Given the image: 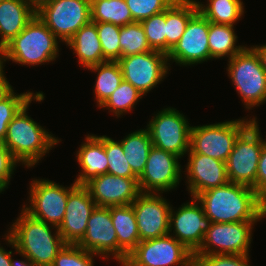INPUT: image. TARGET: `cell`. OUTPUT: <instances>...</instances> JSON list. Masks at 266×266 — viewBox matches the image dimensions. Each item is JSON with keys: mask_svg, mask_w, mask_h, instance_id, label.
Instances as JSON below:
<instances>
[{"mask_svg": "<svg viewBox=\"0 0 266 266\" xmlns=\"http://www.w3.org/2000/svg\"><path fill=\"white\" fill-rule=\"evenodd\" d=\"M195 198L212 223L259 221L266 216V203L245 185L228 182Z\"/></svg>", "mask_w": 266, "mask_h": 266, "instance_id": "1", "label": "cell"}, {"mask_svg": "<svg viewBox=\"0 0 266 266\" xmlns=\"http://www.w3.org/2000/svg\"><path fill=\"white\" fill-rule=\"evenodd\" d=\"M49 223L38 220L23 208L19 218L8 231L16 249L36 266H52L57 253L66 245L58 228L55 234Z\"/></svg>", "mask_w": 266, "mask_h": 266, "instance_id": "2", "label": "cell"}, {"mask_svg": "<svg viewBox=\"0 0 266 266\" xmlns=\"http://www.w3.org/2000/svg\"><path fill=\"white\" fill-rule=\"evenodd\" d=\"M58 41L35 14L25 28L0 50V67L6 60L22 65H41L58 57Z\"/></svg>", "mask_w": 266, "mask_h": 266, "instance_id": "3", "label": "cell"}, {"mask_svg": "<svg viewBox=\"0 0 266 266\" xmlns=\"http://www.w3.org/2000/svg\"><path fill=\"white\" fill-rule=\"evenodd\" d=\"M31 101L13 117L3 141L12 156L27 167L36 165L60 141L27 115Z\"/></svg>", "mask_w": 266, "mask_h": 266, "instance_id": "4", "label": "cell"}, {"mask_svg": "<svg viewBox=\"0 0 266 266\" xmlns=\"http://www.w3.org/2000/svg\"><path fill=\"white\" fill-rule=\"evenodd\" d=\"M228 75L247 109L266 101V71L256 51L245 47L228 59Z\"/></svg>", "mask_w": 266, "mask_h": 266, "instance_id": "5", "label": "cell"}, {"mask_svg": "<svg viewBox=\"0 0 266 266\" xmlns=\"http://www.w3.org/2000/svg\"><path fill=\"white\" fill-rule=\"evenodd\" d=\"M256 118L238 136L232 152L226 161L229 182L245 185L256 191L258 162L263 149Z\"/></svg>", "mask_w": 266, "mask_h": 266, "instance_id": "6", "label": "cell"}, {"mask_svg": "<svg viewBox=\"0 0 266 266\" xmlns=\"http://www.w3.org/2000/svg\"><path fill=\"white\" fill-rule=\"evenodd\" d=\"M245 120L192 126L188 153L203 154L226 162L238 136L250 125V120Z\"/></svg>", "mask_w": 266, "mask_h": 266, "instance_id": "7", "label": "cell"}, {"mask_svg": "<svg viewBox=\"0 0 266 266\" xmlns=\"http://www.w3.org/2000/svg\"><path fill=\"white\" fill-rule=\"evenodd\" d=\"M194 253L170 235L140 241L122 266H194Z\"/></svg>", "mask_w": 266, "mask_h": 266, "instance_id": "8", "label": "cell"}, {"mask_svg": "<svg viewBox=\"0 0 266 266\" xmlns=\"http://www.w3.org/2000/svg\"><path fill=\"white\" fill-rule=\"evenodd\" d=\"M36 15L56 38L67 43L82 27L91 22L90 0H51Z\"/></svg>", "mask_w": 266, "mask_h": 266, "instance_id": "9", "label": "cell"}, {"mask_svg": "<svg viewBox=\"0 0 266 266\" xmlns=\"http://www.w3.org/2000/svg\"><path fill=\"white\" fill-rule=\"evenodd\" d=\"M191 128L182 113L169 107L159 111L146 129L154 147L182 158L190 150Z\"/></svg>", "mask_w": 266, "mask_h": 266, "instance_id": "10", "label": "cell"}, {"mask_svg": "<svg viewBox=\"0 0 266 266\" xmlns=\"http://www.w3.org/2000/svg\"><path fill=\"white\" fill-rule=\"evenodd\" d=\"M256 222L212 223L204 235L202 245L194 255H248L252 228Z\"/></svg>", "mask_w": 266, "mask_h": 266, "instance_id": "11", "label": "cell"}, {"mask_svg": "<svg viewBox=\"0 0 266 266\" xmlns=\"http://www.w3.org/2000/svg\"><path fill=\"white\" fill-rule=\"evenodd\" d=\"M63 187L51 180H33L30 187L29 207L23 209L32 217L58 228L65 215L69 192L76 186Z\"/></svg>", "mask_w": 266, "mask_h": 266, "instance_id": "12", "label": "cell"}, {"mask_svg": "<svg viewBox=\"0 0 266 266\" xmlns=\"http://www.w3.org/2000/svg\"><path fill=\"white\" fill-rule=\"evenodd\" d=\"M117 62L123 79L143 95L163 81L169 70L167 54L158 50L122 57Z\"/></svg>", "mask_w": 266, "mask_h": 266, "instance_id": "13", "label": "cell"}, {"mask_svg": "<svg viewBox=\"0 0 266 266\" xmlns=\"http://www.w3.org/2000/svg\"><path fill=\"white\" fill-rule=\"evenodd\" d=\"M179 158L171 152L153 146L149 151L144 171L138 177L140 192L159 194L175 189L181 178Z\"/></svg>", "mask_w": 266, "mask_h": 266, "instance_id": "14", "label": "cell"}, {"mask_svg": "<svg viewBox=\"0 0 266 266\" xmlns=\"http://www.w3.org/2000/svg\"><path fill=\"white\" fill-rule=\"evenodd\" d=\"M140 241L168 235L171 206L156 193L141 192L131 203Z\"/></svg>", "mask_w": 266, "mask_h": 266, "instance_id": "15", "label": "cell"}, {"mask_svg": "<svg viewBox=\"0 0 266 266\" xmlns=\"http://www.w3.org/2000/svg\"><path fill=\"white\" fill-rule=\"evenodd\" d=\"M209 21L198 11L188 22L184 33L168 52V61L192 65L210 59L208 45Z\"/></svg>", "mask_w": 266, "mask_h": 266, "instance_id": "16", "label": "cell"}, {"mask_svg": "<svg viewBox=\"0 0 266 266\" xmlns=\"http://www.w3.org/2000/svg\"><path fill=\"white\" fill-rule=\"evenodd\" d=\"M192 200L184 203L176 212L171 207L169 232L174 229V238L195 253L202 245L204 235L212 222L205 215L202 205H198V200L194 197Z\"/></svg>", "mask_w": 266, "mask_h": 266, "instance_id": "17", "label": "cell"}, {"mask_svg": "<svg viewBox=\"0 0 266 266\" xmlns=\"http://www.w3.org/2000/svg\"><path fill=\"white\" fill-rule=\"evenodd\" d=\"M95 207V201L84 185H76L69 192L65 215L58 227L66 244L77 245L82 240L88 219Z\"/></svg>", "mask_w": 266, "mask_h": 266, "instance_id": "18", "label": "cell"}, {"mask_svg": "<svg viewBox=\"0 0 266 266\" xmlns=\"http://www.w3.org/2000/svg\"><path fill=\"white\" fill-rule=\"evenodd\" d=\"M98 207L130 205L141 193L138 178L105 173L84 185Z\"/></svg>", "mask_w": 266, "mask_h": 266, "instance_id": "19", "label": "cell"}, {"mask_svg": "<svg viewBox=\"0 0 266 266\" xmlns=\"http://www.w3.org/2000/svg\"><path fill=\"white\" fill-rule=\"evenodd\" d=\"M77 245L104 258H109L108 255L112 254L118 261V241L110 207H95L88 219L86 233Z\"/></svg>", "mask_w": 266, "mask_h": 266, "instance_id": "20", "label": "cell"}, {"mask_svg": "<svg viewBox=\"0 0 266 266\" xmlns=\"http://www.w3.org/2000/svg\"><path fill=\"white\" fill-rule=\"evenodd\" d=\"M188 160L186 178L192 198L229 182L226 162L198 153H189Z\"/></svg>", "mask_w": 266, "mask_h": 266, "instance_id": "21", "label": "cell"}, {"mask_svg": "<svg viewBox=\"0 0 266 266\" xmlns=\"http://www.w3.org/2000/svg\"><path fill=\"white\" fill-rule=\"evenodd\" d=\"M81 145L77 156L82 172L75 179L77 185H85L91 179L107 173L108 159L104 148V136L89 135Z\"/></svg>", "mask_w": 266, "mask_h": 266, "instance_id": "22", "label": "cell"}, {"mask_svg": "<svg viewBox=\"0 0 266 266\" xmlns=\"http://www.w3.org/2000/svg\"><path fill=\"white\" fill-rule=\"evenodd\" d=\"M110 215L118 241V261L121 265L140 242L136 215L132 205L110 206Z\"/></svg>", "mask_w": 266, "mask_h": 266, "instance_id": "23", "label": "cell"}, {"mask_svg": "<svg viewBox=\"0 0 266 266\" xmlns=\"http://www.w3.org/2000/svg\"><path fill=\"white\" fill-rule=\"evenodd\" d=\"M35 14L26 0L0 2V50L25 28Z\"/></svg>", "mask_w": 266, "mask_h": 266, "instance_id": "24", "label": "cell"}, {"mask_svg": "<svg viewBox=\"0 0 266 266\" xmlns=\"http://www.w3.org/2000/svg\"><path fill=\"white\" fill-rule=\"evenodd\" d=\"M66 45L76 53L79 64L85 68L107 62L103 56L97 22H90L82 26Z\"/></svg>", "mask_w": 266, "mask_h": 266, "instance_id": "25", "label": "cell"}, {"mask_svg": "<svg viewBox=\"0 0 266 266\" xmlns=\"http://www.w3.org/2000/svg\"><path fill=\"white\" fill-rule=\"evenodd\" d=\"M198 12L190 0H175L166 9V54L184 33L189 20Z\"/></svg>", "mask_w": 266, "mask_h": 266, "instance_id": "26", "label": "cell"}, {"mask_svg": "<svg viewBox=\"0 0 266 266\" xmlns=\"http://www.w3.org/2000/svg\"><path fill=\"white\" fill-rule=\"evenodd\" d=\"M120 142L132 172L139 177L144 171L149 151L153 147L148 130L135 131Z\"/></svg>", "mask_w": 266, "mask_h": 266, "instance_id": "27", "label": "cell"}, {"mask_svg": "<svg viewBox=\"0 0 266 266\" xmlns=\"http://www.w3.org/2000/svg\"><path fill=\"white\" fill-rule=\"evenodd\" d=\"M192 1L198 11L211 23L233 26L244 13V6L241 0H208L209 4H202Z\"/></svg>", "mask_w": 266, "mask_h": 266, "instance_id": "28", "label": "cell"}, {"mask_svg": "<svg viewBox=\"0 0 266 266\" xmlns=\"http://www.w3.org/2000/svg\"><path fill=\"white\" fill-rule=\"evenodd\" d=\"M231 25L214 24L209 22L208 45L210 59H219L224 56L232 58L246 46H236L237 36Z\"/></svg>", "mask_w": 266, "mask_h": 266, "instance_id": "29", "label": "cell"}, {"mask_svg": "<svg viewBox=\"0 0 266 266\" xmlns=\"http://www.w3.org/2000/svg\"><path fill=\"white\" fill-rule=\"evenodd\" d=\"M88 69L98 73L94 93L101 107L123 80L122 70L117 61H107Z\"/></svg>", "mask_w": 266, "mask_h": 266, "instance_id": "30", "label": "cell"}, {"mask_svg": "<svg viewBox=\"0 0 266 266\" xmlns=\"http://www.w3.org/2000/svg\"><path fill=\"white\" fill-rule=\"evenodd\" d=\"M91 22H110L124 26L135 22L125 0H90Z\"/></svg>", "mask_w": 266, "mask_h": 266, "instance_id": "31", "label": "cell"}, {"mask_svg": "<svg viewBox=\"0 0 266 266\" xmlns=\"http://www.w3.org/2000/svg\"><path fill=\"white\" fill-rule=\"evenodd\" d=\"M15 94L14 90H12L0 101V143L4 141L9 123L25 104L31 99L39 102L44 100V94L42 92Z\"/></svg>", "mask_w": 266, "mask_h": 266, "instance_id": "32", "label": "cell"}, {"mask_svg": "<svg viewBox=\"0 0 266 266\" xmlns=\"http://www.w3.org/2000/svg\"><path fill=\"white\" fill-rule=\"evenodd\" d=\"M120 58L150 52L144 29L140 22H132L120 27Z\"/></svg>", "mask_w": 266, "mask_h": 266, "instance_id": "33", "label": "cell"}, {"mask_svg": "<svg viewBox=\"0 0 266 266\" xmlns=\"http://www.w3.org/2000/svg\"><path fill=\"white\" fill-rule=\"evenodd\" d=\"M142 96L144 95L139 90L123 79L101 108L107 107L117 117H120L123 113L131 111Z\"/></svg>", "mask_w": 266, "mask_h": 266, "instance_id": "34", "label": "cell"}, {"mask_svg": "<svg viewBox=\"0 0 266 266\" xmlns=\"http://www.w3.org/2000/svg\"><path fill=\"white\" fill-rule=\"evenodd\" d=\"M104 148L108 159L107 173L125 178H138L125 158L121 142L104 135Z\"/></svg>", "mask_w": 266, "mask_h": 266, "instance_id": "35", "label": "cell"}, {"mask_svg": "<svg viewBox=\"0 0 266 266\" xmlns=\"http://www.w3.org/2000/svg\"><path fill=\"white\" fill-rule=\"evenodd\" d=\"M146 39L153 50L166 53V10L142 20Z\"/></svg>", "mask_w": 266, "mask_h": 266, "instance_id": "36", "label": "cell"}, {"mask_svg": "<svg viewBox=\"0 0 266 266\" xmlns=\"http://www.w3.org/2000/svg\"><path fill=\"white\" fill-rule=\"evenodd\" d=\"M120 27L110 22H97L103 56L107 61H118L120 59Z\"/></svg>", "mask_w": 266, "mask_h": 266, "instance_id": "37", "label": "cell"}, {"mask_svg": "<svg viewBox=\"0 0 266 266\" xmlns=\"http://www.w3.org/2000/svg\"><path fill=\"white\" fill-rule=\"evenodd\" d=\"M95 255L78 245L66 244L57 253L52 266H94Z\"/></svg>", "mask_w": 266, "mask_h": 266, "instance_id": "38", "label": "cell"}, {"mask_svg": "<svg viewBox=\"0 0 266 266\" xmlns=\"http://www.w3.org/2000/svg\"><path fill=\"white\" fill-rule=\"evenodd\" d=\"M175 0H125L136 22L165 11Z\"/></svg>", "mask_w": 266, "mask_h": 266, "instance_id": "39", "label": "cell"}, {"mask_svg": "<svg viewBox=\"0 0 266 266\" xmlns=\"http://www.w3.org/2000/svg\"><path fill=\"white\" fill-rule=\"evenodd\" d=\"M194 266H250L248 255L211 254L194 255Z\"/></svg>", "mask_w": 266, "mask_h": 266, "instance_id": "40", "label": "cell"}, {"mask_svg": "<svg viewBox=\"0 0 266 266\" xmlns=\"http://www.w3.org/2000/svg\"><path fill=\"white\" fill-rule=\"evenodd\" d=\"M16 163H19L13 156L9 149L0 143V181L8 188L10 177L13 174V170L16 167Z\"/></svg>", "mask_w": 266, "mask_h": 266, "instance_id": "41", "label": "cell"}, {"mask_svg": "<svg viewBox=\"0 0 266 266\" xmlns=\"http://www.w3.org/2000/svg\"><path fill=\"white\" fill-rule=\"evenodd\" d=\"M256 192L258 196L266 203V147L264 146L258 162Z\"/></svg>", "mask_w": 266, "mask_h": 266, "instance_id": "42", "label": "cell"}, {"mask_svg": "<svg viewBox=\"0 0 266 266\" xmlns=\"http://www.w3.org/2000/svg\"><path fill=\"white\" fill-rule=\"evenodd\" d=\"M5 237H6L7 242L10 245H12V248H15V251L17 253H19L20 255H22V257H25L26 258V260H24V261L23 260L22 261H20V260L19 261H17V260L14 261V259H12V256H11V266H36L29 258H27L26 256H24L23 253H21L20 251H18L16 249L15 243H14L12 237L9 234L6 235Z\"/></svg>", "mask_w": 266, "mask_h": 266, "instance_id": "43", "label": "cell"}, {"mask_svg": "<svg viewBox=\"0 0 266 266\" xmlns=\"http://www.w3.org/2000/svg\"><path fill=\"white\" fill-rule=\"evenodd\" d=\"M3 72V68L0 67V101L13 90Z\"/></svg>", "mask_w": 266, "mask_h": 266, "instance_id": "44", "label": "cell"}, {"mask_svg": "<svg viewBox=\"0 0 266 266\" xmlns=\"http://www.w3.org/2000/svg\"><path fill=\"white\" fill-rule=\"evenodd\" d=\"M12 251H6L0 246V266H11V255Z\"/></svg>", "mask_w": 266, "mask_h": 266, "instance_id": "45", "label": "cell"}, {"mask_svg": "<svg viewBox=\"0 0 266 266\" xmlns=\"http://www.w3.org/2000/svg\"><path fill=\"white\" fill-rule=\"evenodd\" d=\"M252 48L258 54L260 61H261V64H262L264 70L266 71V44L263 46H258V45L256 46L255 45V47L253 46Z\"/></svg>", "mask_w": 266, "mask_h": 266, "instance_id": "46", "label": "cell"}, {"mask_svg": "<svg viewBox=\"0 0 266 266\" xmlns=\"http://www.w3.org/2000/svg\"><path fill=\"white\" fill-rule=\"evenodd\" d=\"M27 3L37 11L41 6L47 4L51 0H26Z\"/></svg>", "mask_w": 266, "mask_h": 266, "instance_id": "47", "label": "cell"}, {"mask_svg": "<svg viewBox=\"0 0 266 266\" xmlns=\"http://www.w3.org/2000/svg\"><path fill=\"white\" fill-rule=\"evenodd\" d=\"M5 188L6 186L0 181V193L4 191Z\"/></svg>", "mask_w": 266, "mask_h": 266, "instance_id": "48", "label": "cell"}, {"mask_svg": "<svg viewBox=\"0 0 266 266\" xmlns=\"http://www.w3.org/2000/svg\"><path fill=\"white\" fill-rule=\"evenodd\" d=\"M262 141H263V146L266 147V141L263 139H262Z\"/></svg>", "mask_w": 266, "mask_h": 266, "instance_id": "49", "label": "cell"}]
</instances>
